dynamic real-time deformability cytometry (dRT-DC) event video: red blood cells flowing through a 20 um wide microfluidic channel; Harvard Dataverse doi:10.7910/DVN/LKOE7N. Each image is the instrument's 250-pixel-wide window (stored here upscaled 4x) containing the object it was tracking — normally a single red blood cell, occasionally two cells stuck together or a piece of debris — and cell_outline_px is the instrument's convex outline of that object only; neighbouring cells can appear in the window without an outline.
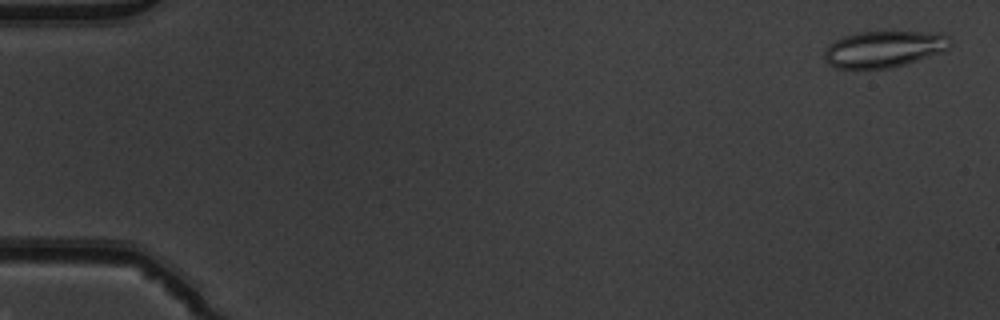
{"species": "common noctule bat (a hibernating species)", "species_latin": "Nyctalus noctula", "temperature_condition": "warm", "stored_images_in_passage": 51, "camera_frame_rate_fps": 3000, "um_per_image_px": 0.085, "animal": {"sex": "male", "body_mass_g": 19.5, "forearm_length_mm": 54.6}, "frame": {"image": 1, "passage_image": 2, "time_ms": 0.333, "image_size_px": [1000, 320], "cell_outline_px": [[952, 44], [944, 52], [904, 64], [888, 68], [836, 68], [828, 64], [824, 56], [824, 52], [828, 44], [844, 36], [856, 32], [936, 32], [948, 36], [952, 40]], "centroid_in_image_um": [75.16, 4.16], "position_along_channel_um": 9.8, "area_um2": 26.76}}
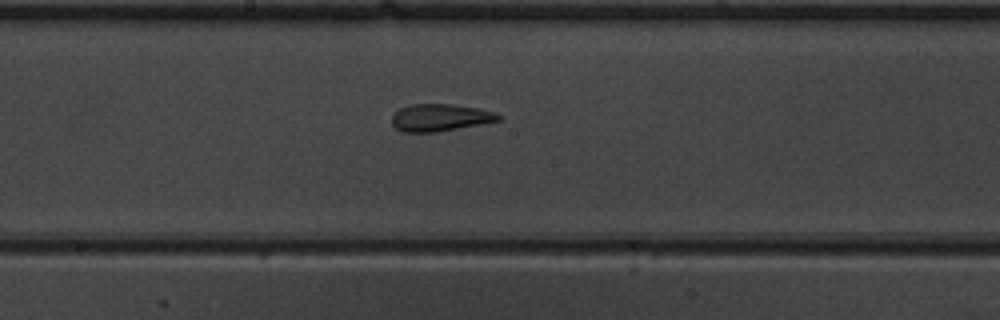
{"frame": {"image": 2, "passage_image": 28, "time_ms": 9.0, "image_size_px": [1000, 320], "cell_outline_px": [[500, 120], [480, 124], [436, 132], [400, 132], [392, 124], [392, 116], [400, 108], [408, 104], [452, 104], [480, 108], [492, 112], [500, 116]], "centroid_in_image_um": [37.36, 9.99], "position_along_channel_um": 210.8, "area_um2": 16.82}}
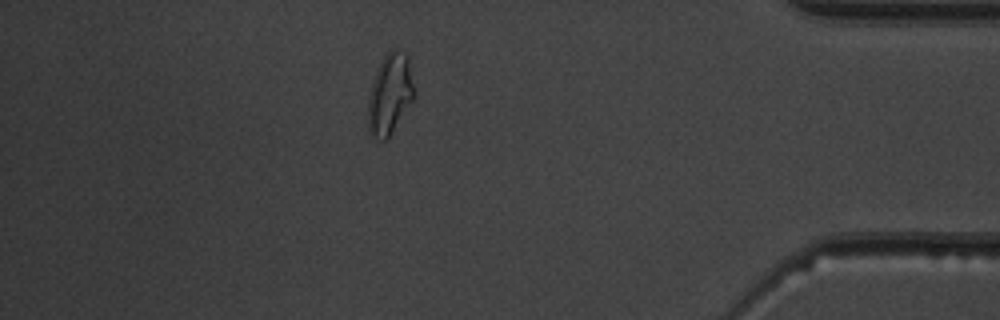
{"frame": {"image": 3, "passage_image": 45, "time_ms": 14.667, "image_size_px": [1000, 320], "cell_outline_px": [[416, 96], [388, 136], [384, 140], [372, 136], [368, 132], [368, 100], [372, 80], [380, 60], [392, 48], [408, 56]], "centroid_in_image_um": [33.13, 7.97], "position_along_channel_um": 402.1, "area_um2": 21.56}, "authors_computed_cell_mechanics": {"area_um2": 18.9584, "velocity_mm_per_s": 4.0092, "shape_relaxation_time_tau1_ms": null, "shape_relaxation_time_tau2_ms": 0.8492, "deformation_change_tau1": null, "deformation_change_tau2": 0.0778}}